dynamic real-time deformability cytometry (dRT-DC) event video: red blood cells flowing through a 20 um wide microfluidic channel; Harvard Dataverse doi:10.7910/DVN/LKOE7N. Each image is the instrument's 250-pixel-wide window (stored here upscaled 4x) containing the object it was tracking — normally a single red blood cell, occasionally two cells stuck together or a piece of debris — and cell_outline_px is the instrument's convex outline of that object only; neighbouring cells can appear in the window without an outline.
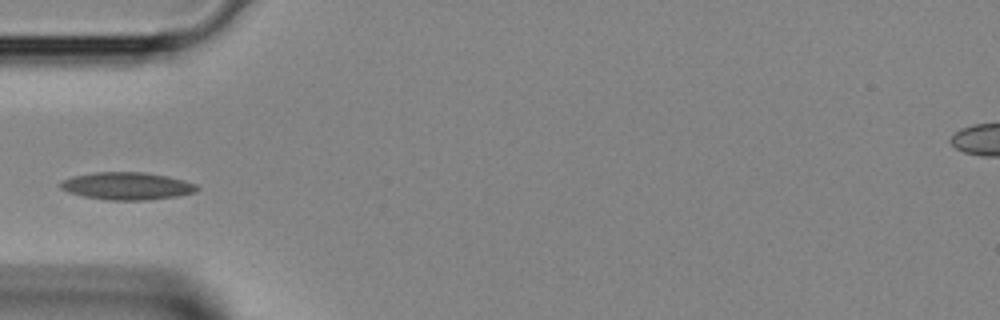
{"species": "Egyptian fruit bat (a non-hibernating species)", "species_latin": "Rousettus aegyptiacus", "temperature_condition": "room temperature", "stored_images_in_passage": 2, "camera_frame_rate_fps": 3000, "um_per_image_px": 0.085, "animal": {"sex": "female"}, "frame": {"image": 1, "passage_image": 2, "time_ms": 0.333, "image_size_px": [1000, 320], "cell_outline_px": [[200, 188], [196, 192], [176, 196], [148, 200], [108, 200], [84, 196], [68, 192], [60, 188], [60, 184], [64, 180], [72, 176], [96, 172], [144, 172], [168, 176], [184, 180], [196, 184]], "centroid_in_image_um": [10.82, 15.81], "position_along_channel_um": 74.2, "area_um2": 21.85}}